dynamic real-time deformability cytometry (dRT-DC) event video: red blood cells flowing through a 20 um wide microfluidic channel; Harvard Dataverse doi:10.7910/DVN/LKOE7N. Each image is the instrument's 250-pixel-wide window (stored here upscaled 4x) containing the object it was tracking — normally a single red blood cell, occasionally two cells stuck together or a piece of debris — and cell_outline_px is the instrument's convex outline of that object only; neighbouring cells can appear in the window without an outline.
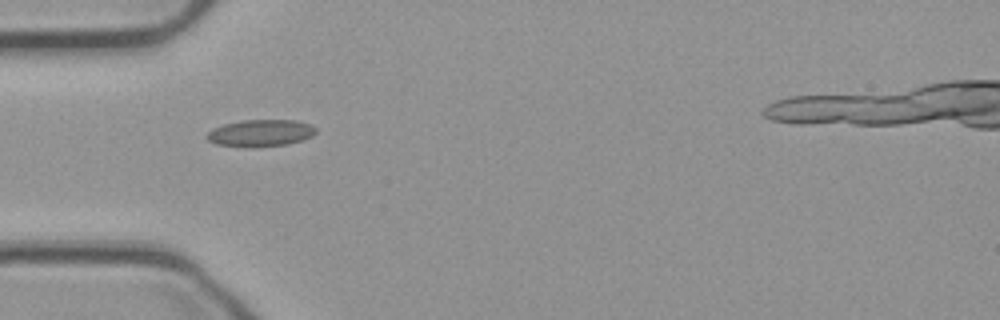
{"species": "common noctule bat (a hibernating species)", "species_latin": "Nyctalus noctula", "temperature_condition": "cold", "stored_images_in_passage": 24, "camera_frame_rate_fps": 3000, "um_per_image_px": 0.085, "animal": {"sex": "male", "body_mass_g": 23.1, "forearm_length_mm": 52.7}, "frame": {"image": 1, "passage_image": 1, "time_ms": 0.0, "image_size_px": [1000, 320], "cell_outline_px": [[316, 132], [312, 136], [288, 144], [252, 148], [244, 148], [216, 144], [208, 140], [204, 136], [212, 128], [224, 124], [240, 120], [296, 120], [312, 124], [316, 128]], "centroid_in_image_um": [22.12, 11.31], "position_along_channel_um": 62.9, "area_um2": 17.46}}
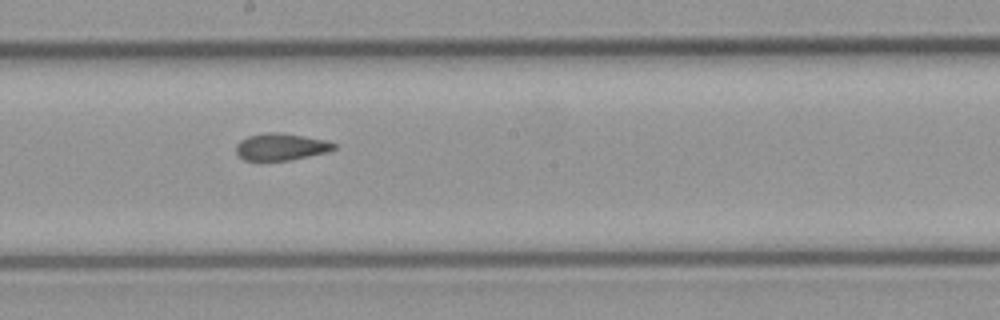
{"frame": {"image": 2, "passage_image": 14, "time_ms": 4.333, "image_size_px": [1000, 320], "cell_outline_px": [[336, 148], [328, 152], [288, 160], [244, 160], [236, 152], [236, 144], [240, 140], [248, 136], [268, 132], [280, 132], [328, 140], [336, 144]], "centroid_in_image_um": [23.9, 12.47], "position_along_channel_um": 224.3, "area_um2": 15.37}}
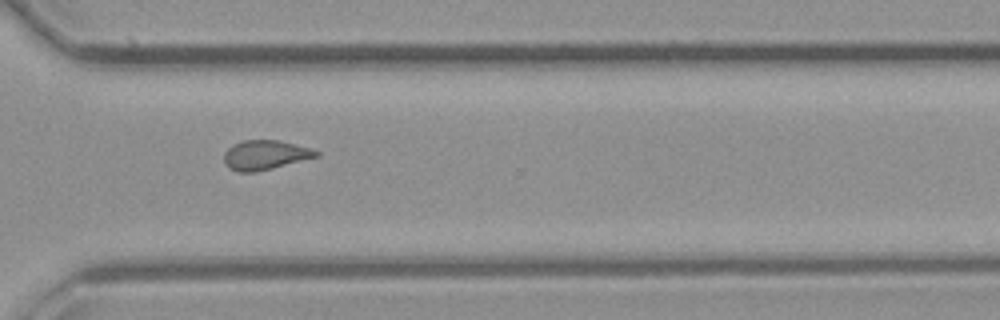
{"frame": {"image": 3, "passage_image": 24, "time_ms": 7.667, "image_size_px": [1000, 320], "cell_outline_px": [[320, 156], [256, 172], [240, 172], [228, 168], [224, 164], [224, 152], [232, 144], [244, 140], [280, 140], [312, 148], [320, 152]], "centroid_in_image_um": [22.54, 13.17], "position_along_channel_um": 348.1, "area_um2": 16.01}}